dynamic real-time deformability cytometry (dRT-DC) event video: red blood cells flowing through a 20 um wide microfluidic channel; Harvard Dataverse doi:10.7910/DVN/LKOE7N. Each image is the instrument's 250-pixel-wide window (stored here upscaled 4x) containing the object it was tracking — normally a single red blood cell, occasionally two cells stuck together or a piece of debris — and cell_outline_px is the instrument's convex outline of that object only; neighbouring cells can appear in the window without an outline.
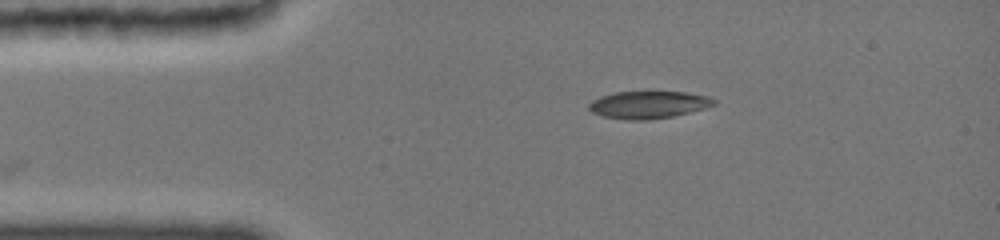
{"species": "common noctule bat (a hibernating species)", "species_latin": "Nyctalus noctula", "temperature_condition": "cold", "stored_images_in_passage": 9, "camera_frame_rate_fps": 3000, "um_per_image_px": 0.085, "animal": {"sex": "female", "body_mass_g": 19.0, "forearm_length_mm": 51.5}, "frame": {"image": 1, "passage_image": 1, "time_ms": 0.0, "image_size_px": [1000, 240], "cell_outline_px": [[720, 100], [716, 104], [672, 116], [640, 120], [604, 116], [592, 112], [588, 108], [588, 104], [592, 100], [600, 96], [616, 92], [688, 92], [708, 96]], "centroid_in_image_um": [55.13, 8.87], "position_along_channel_um": 29.9, "area_um2": 19.54}}
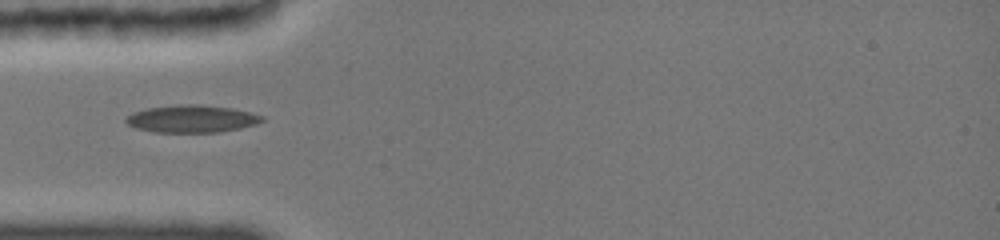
{"frame": {"image": 2, "passage_image": 7, "time_ms": 2.0, "image_size_px": [1000, 240], "cell_outline_px": [[264, 120], [240, 128], [216, 132], [156, 132], [136, 128], [128, 124], [124, 120], [132, 112], [148, 108], [176, 104], [200, 104], [232, 108], [264, 116]], "centroid_in_image_um": [16.26, 10.09], "position_along_channel_um": 68.7, "area_um2": 21.56}}